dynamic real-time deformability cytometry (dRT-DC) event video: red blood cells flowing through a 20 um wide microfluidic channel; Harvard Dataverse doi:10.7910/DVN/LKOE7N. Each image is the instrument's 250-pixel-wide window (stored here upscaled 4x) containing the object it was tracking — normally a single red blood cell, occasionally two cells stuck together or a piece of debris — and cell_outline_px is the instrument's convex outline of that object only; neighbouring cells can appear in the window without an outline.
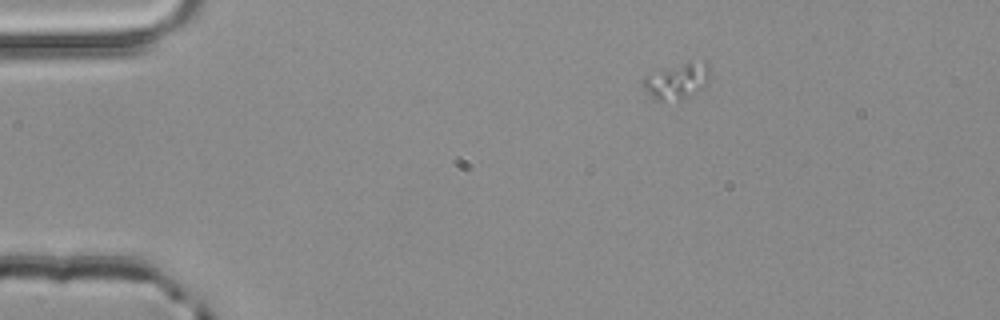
{"species": "common noctule bat (a hibernating species)", "species_latin": "Nyctalus noctula", "temperature_condition": "room temperature", "stored_images_in_passage": 4, "segment_of_instrument_passage": [2, 2], "camera_frame_rate_fps": 3000, "um_per_image_px": 0.085, "animal": {"sex": "male", "body_mass_g": 20.4}, "frame": {"image": 1, "passage_image": 4, "time_ms": 1.0, "image_size_px": [1000, 320], "cell_outline_px": [[712, 76], [704, 88], [680, 100], [660, 100], [644, 92], [644, 76], [688, 60], [704, 60], [708, 64], [712, 72]], "centroid_in_image_um": [57.65, 6.84], "position_along_channel_um": 27.4, "area_um2": 14.28}}